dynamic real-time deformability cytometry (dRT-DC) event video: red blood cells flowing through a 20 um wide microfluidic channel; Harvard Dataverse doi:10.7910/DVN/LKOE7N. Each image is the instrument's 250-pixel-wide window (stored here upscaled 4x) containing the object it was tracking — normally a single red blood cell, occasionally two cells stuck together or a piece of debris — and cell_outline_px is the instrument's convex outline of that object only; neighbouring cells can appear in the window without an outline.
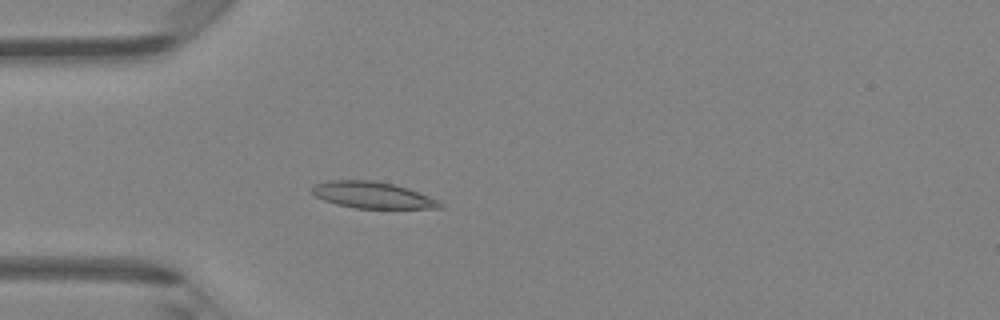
{"species": "Egyptian fruit bat (a non-hibernating species)", "species_latin": "Rousettus aegyptiacus", "temperature_condition": "room temperature", "stored_images_in_passage": 45, "camera_frame_rate_fps": 3000, "um_per_image_px": 0.085, "animal": {"sex": "female"}, "frame": {"image": 1, "passage_image": 12, "time_ms": 3.667, "image_size_px": [1000, 320], "cell_outline_px": [[444, 208], [356, 208], [336, 204], [324, 200], [316, 196], [312, 192], [312, 188], [316, 184], [332, 180], [376, 180], [408, 188], [440, 200], [444, 204]], "centroid_in_image_um": [31.72, 16.58], "position_along_channel_um": 53.3, "area_um2": 19.71}}
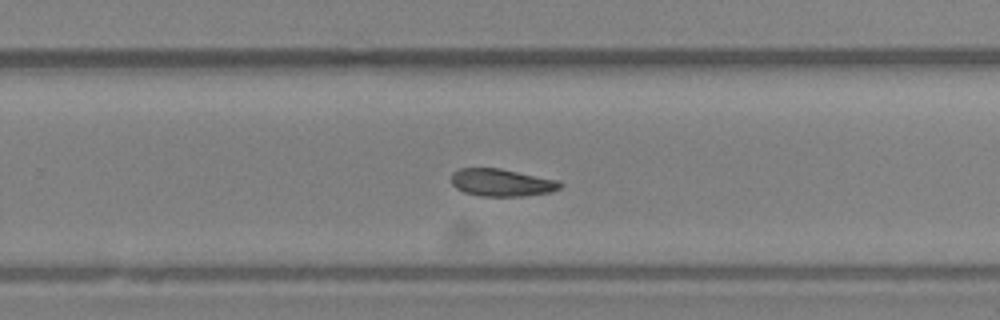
{"frame": {"image": 2, "passage_image": 29, "time_ms": 9.333, "image_size_px": [1000, 320], "cell_outline_px": [[564, 184], [560, 188], [552, 192], [524, 196], [480, 196], [464, 192], [456, 188], [452, 184], [452, 172], [460, 168], [500, 168], [560, 180]], "centroid_in_image_um": [42.68, 15.52], "position_along_channel_um": 287.1, "area_um2": 17.63}}
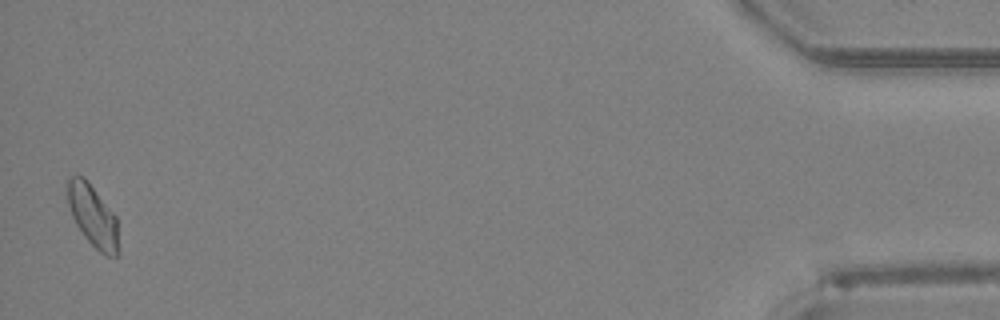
{"frame": {"image": 3, "passage_image": 45, "time_ms": 14.667, "image_size_px": [1000, 320], "cell_outline_px": [[116, 256], [108, 256], [100, 252], [84, 236], [76, 224], [72, 216], [68, 204], [68, 176], [84, 176], [116, 216]], "centroid_in_image_um": [7.85, 18.3], "position_along_channel_um": 427.4, "area_um2": 17.74}}